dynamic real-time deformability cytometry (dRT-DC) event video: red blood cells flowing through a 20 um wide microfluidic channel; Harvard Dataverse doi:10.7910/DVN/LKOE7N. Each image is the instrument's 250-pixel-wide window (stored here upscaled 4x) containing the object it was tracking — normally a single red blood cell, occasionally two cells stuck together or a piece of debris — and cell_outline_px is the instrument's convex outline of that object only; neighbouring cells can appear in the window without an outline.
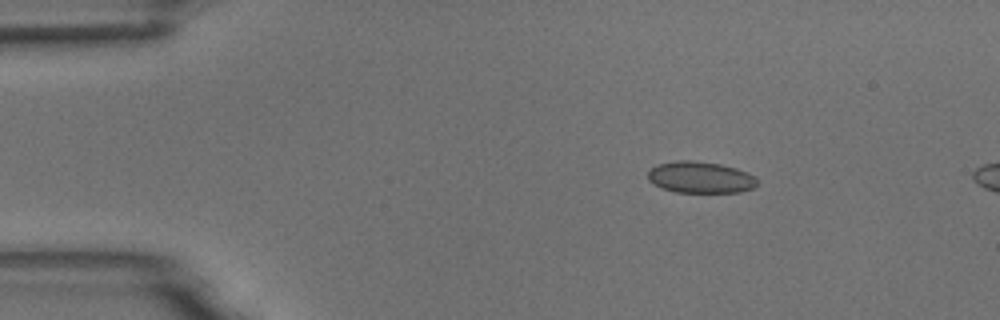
{"species": "common noctule bat (a hibernating species)", "species_latin": "Nyctalus noctula", "temperature_condition": "room temperature", "stored_images_in_passage": 3, "camera_frame_rate_fps": 3000, "um_per_image_px": 0.085, "animal": {"sex": "male", "body_mass_g": 18.8}, "frame": {"image": 1, "passage_image": 1, "time_ms": 0.0, "image_size_px": [1000, 320], "cell_outline_px": [[756, 184], [752, 188], [740, 192], [676, 192], [652, 184], [648, 180], [648, 172], [652, 168], [660, 164], [680, 160], [692, 160], [720, 164], [736, 168], [748, 172], [756, 180]], "centroid_in_image_um": [59.52, 15.07], "position_along_channel_um": 25.5, "area_um2": 19.83}}